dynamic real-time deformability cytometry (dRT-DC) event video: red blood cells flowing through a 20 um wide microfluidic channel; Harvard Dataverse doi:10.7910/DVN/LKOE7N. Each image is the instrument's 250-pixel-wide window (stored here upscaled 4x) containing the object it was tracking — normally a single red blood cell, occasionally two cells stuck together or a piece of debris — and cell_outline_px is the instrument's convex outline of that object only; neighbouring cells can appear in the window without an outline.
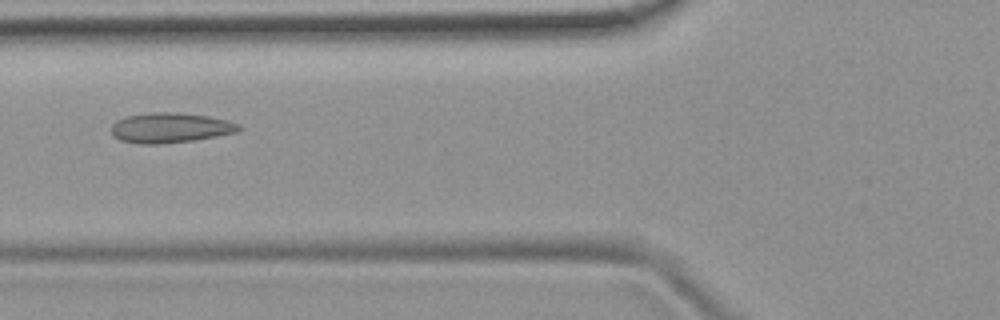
{"species": "common noctule bat (a hibernating species)", "species_latin": "Nyctalus noctula", "temperature_condition": "room temperature", "stored_images_in_passage": 6, "camera_frame_rate_fps": 3000, "um_per_image_px": 0.085, "animal": {"sex": "female", "body_mass_g": 19.9}, "frame": {"image": 1, "passage_image": 6, "time_ms": 1.667, "image_size_px": [1000, 320], "cell_outline_px": [[244, 128], [236, 132], [216, 136], [192, 140], [160, 144], [144, 144], [120, 140], [112, 136], [112, 124], [116, 120], [128, 116], [152, 112], [176, 112], [208, 116], [228, 120], [240, 124]], "centroid_in_image_um": [14.49, 10.85], "position_along_channel_um": 111.3, "area_um2": 22.31}}